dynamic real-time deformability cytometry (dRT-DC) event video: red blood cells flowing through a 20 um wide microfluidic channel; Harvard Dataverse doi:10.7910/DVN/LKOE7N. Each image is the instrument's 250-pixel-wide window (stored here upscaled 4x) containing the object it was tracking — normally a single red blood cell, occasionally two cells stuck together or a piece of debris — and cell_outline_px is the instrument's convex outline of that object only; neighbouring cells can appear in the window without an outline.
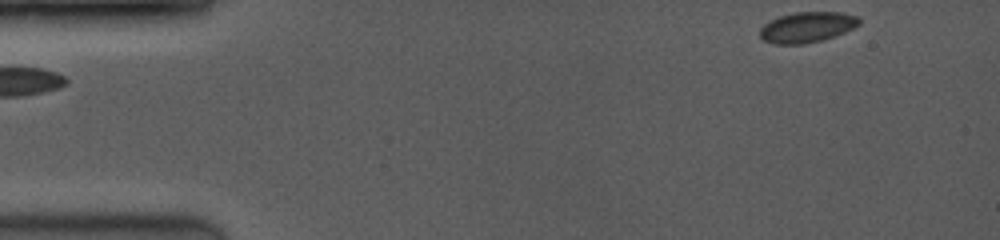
{"species": "common noctule bat (a hibernating species)", "species_latin": "Nyctalus noctula", "temperature_condition": "room temperature", "stored_images_in_passage": 8, "camera_frame_rate_fps": 3500, "um_per_image_px": 0.085, "animal": {"sex": "female", "body_mass_g": 19.0, "forearm_length_mm": 53.3}, "frame": {"image": 1, "passage_image": 1, "time_ms": 0.0, "image_size_px": [1000, 240], "cell_outline_px": [[860, 24], [844, 32], [824, 40], [804, 44], [772, 44], [764, 40], [760, 36], [760, 28], [768, 20], [780, 16], [796, 12], [840, 12], [860, 16]], "centroid_in_image_um": [68.6, 2.31], "position_along_channel_um": 16.4, "area_um2": 17.8}}
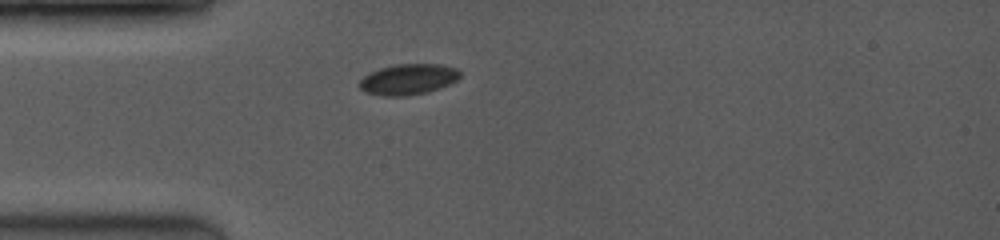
{"frame": {"image": 2, "passage_image": 6, "time_ms": 3.143, "image_size_px": [1000, 240], "cell_outline_px": [[460, 76], [456, 80], [440, 88], [428, 92], [408, 96], [380, 96], [364, 92], [360, 88], [360, 80], [368, 72], [380, 68], [396, 64], [440, 64], [456, 68], [460, 72]], "centroid_in_image_um": [34.67, 6.75], "position_along_channel_um": 50.3, "area_um2": 18.15}}